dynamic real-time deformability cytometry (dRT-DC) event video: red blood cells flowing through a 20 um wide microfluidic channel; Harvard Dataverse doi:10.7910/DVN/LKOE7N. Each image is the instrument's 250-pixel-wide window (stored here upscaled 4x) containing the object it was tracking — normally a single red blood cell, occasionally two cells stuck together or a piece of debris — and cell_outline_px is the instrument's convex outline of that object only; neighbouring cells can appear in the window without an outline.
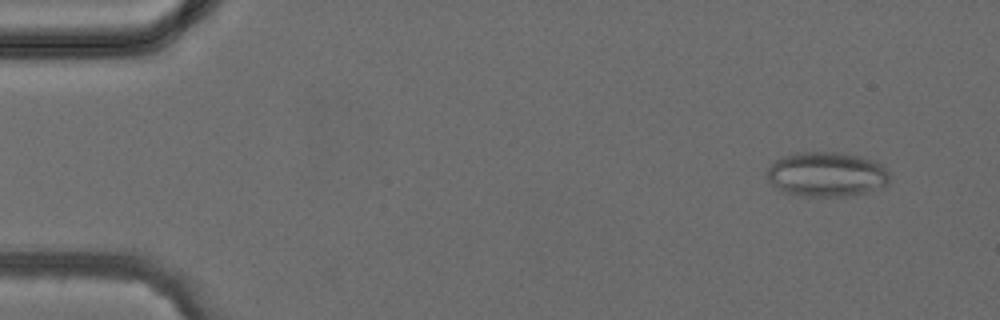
{"species": "common noctule bat (a hibernating species)", "species_latin": "Nyctalus noctula", "temperature_condition": "cold", "stored_images_in_passage": 42, "camera_frame_rate_fps": 3000, "um_per_image_px": 0.085, "animal": {"sex": "female", "body_mass_g": 24.6, "forearm_length_mm": 56.2}, "frame": {"image": 1, "passage_image": 4, "time_ms": 1.0, "image_size_px": [1000, 320], "cell_outline_px": [[888, 180], [884, 184], [864, 192], [844, 196], [800, 196], [784, 192], [776, 188], [768, 180], [768, 168], [780, 156], [792, 152], [844, 152], [876, 160], [888, 172]], "centroid_in_image_um": [70.2, 14.79], "position_along_channel_um": 14.8, "area_um2": 31.85}}
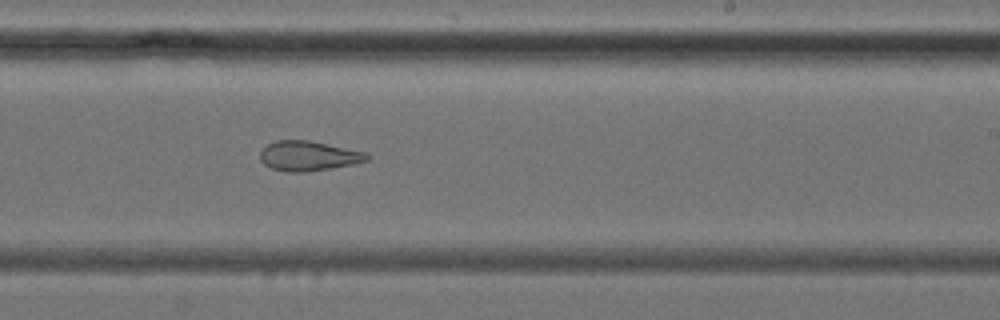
{"frame": {"image": 2, "passage_image": 26, "time_ms": 8.333, "image_size_px": [1000, 320], "cell_outline_px": [[368, 160], [352, 164], [332, 168], [304, 172], [288, 172], [272, 168], [264, 164], [260, 160], [260, 152], [268, 144], [276, 140], [308, 140], [368, 152]], "centroid_in_image_um": [26.22, 13.25], "position_along_channel_um": 262.8, "area_um2": 18.5}}
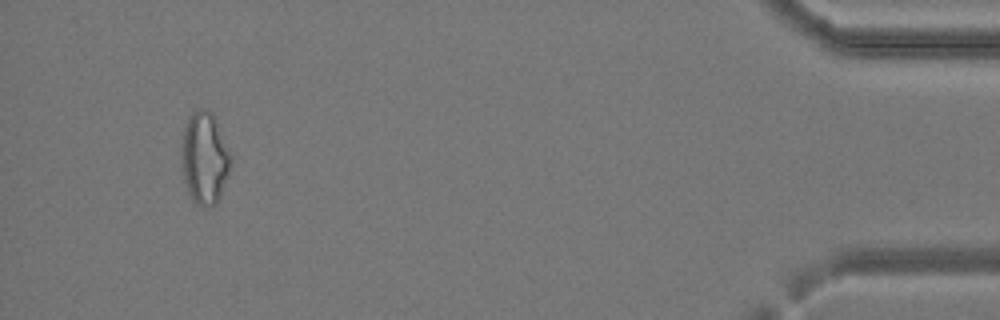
{"frame": {"image": 3, "passage_image": 40, "time_ms": 13.0, "image_size_px": [1000, 320], "cell_outline_px": [[232, 156], [228, 172], [220, 196], [216, 204], [212, 208], [204, 208], [196, 204], [192, 200], [188, 192], [184, 180], [180, 156], [180, 152], [184, 128], [192, 112], [196, 108], [208, 108], [212, 112], [216, 120]], "centroid_in_image_um": [17.37, 13.44], "position_along_channel_um": 417.8, "area_um2": 26.76}}